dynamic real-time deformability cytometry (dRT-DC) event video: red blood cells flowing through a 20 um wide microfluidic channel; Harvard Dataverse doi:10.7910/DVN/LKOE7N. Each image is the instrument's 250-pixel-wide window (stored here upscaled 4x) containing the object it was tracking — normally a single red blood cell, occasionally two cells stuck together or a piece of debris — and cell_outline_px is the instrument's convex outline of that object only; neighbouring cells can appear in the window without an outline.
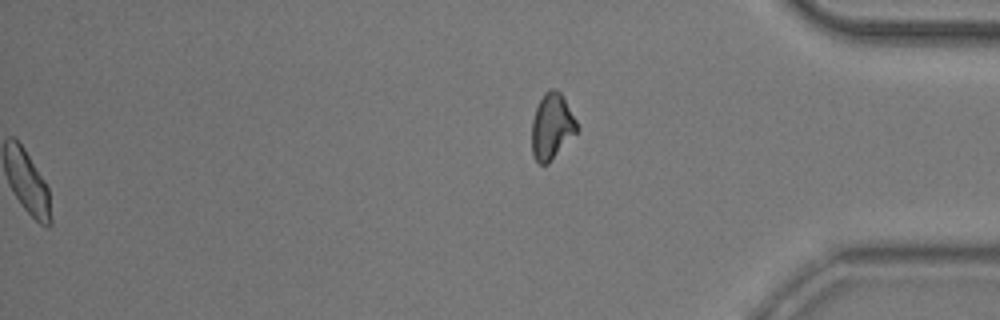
{"species": "common noctule bat (a hibernating species)", "species_latin": "Nyctalus noctula", "temperature_condition": "room temperature", "stored_images_in_passage": 39, "segment_of_instrument_passage": [2, 2], "camera_frame_rate_fps": 3000, "um_per_image_px": 0.085, "animal": {"sex": "male", "body_mass_g": 20.5, "forearm_length_mm": 52.5}, "frame": {"image": 1, "passage_image": 39, "time_ms": 12.667, "image_size_px": [1000, 320], "cell_outline_px": [[580, 128], [548, 164], [540, 164], [532, 156], [532, 120], [536, 108], [544, 92], [548, 88], [556, 88], [560, 92], [576, 120]], "centroid_in_image_um": [46.9, 10.74], "position_along_channel_um": 388.3, "area_um2": 17.28}}